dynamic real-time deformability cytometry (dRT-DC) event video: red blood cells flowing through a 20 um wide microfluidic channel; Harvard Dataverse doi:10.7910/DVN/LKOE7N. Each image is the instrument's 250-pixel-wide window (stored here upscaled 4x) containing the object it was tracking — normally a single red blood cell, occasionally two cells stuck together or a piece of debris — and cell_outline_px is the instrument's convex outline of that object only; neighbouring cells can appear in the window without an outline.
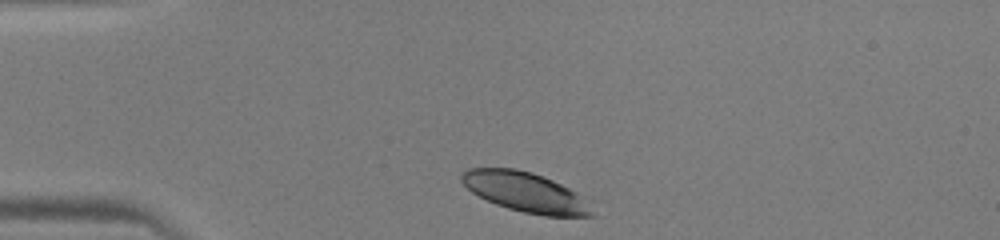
{"species": "human", "species_latin": "Homo sapiens", "temperature_condition": "warm", "stored_images_in_passage": 31, "camera_frame_rate_fps": 3000, "um_per_image_px": 0.085, "donor": {"sex": "male"}, "frame": {"image": 1, "passage_image": 1, "time_ms": 0.0, "image_size_px": [1000, 240], "cell_outline_px": [[596, 216], [544, 216], [524, 212], [508, 208], [496, 204], [472, 192], [460, 180], [460, 172], [468, 168], [516, 168], [532, 172], [552, 180], [588, 196], [592, 200]], "centroid_in_image_um": [44.78, 16.34], "position_along_channel_um": 40.2, "area_um2": 30.87}}
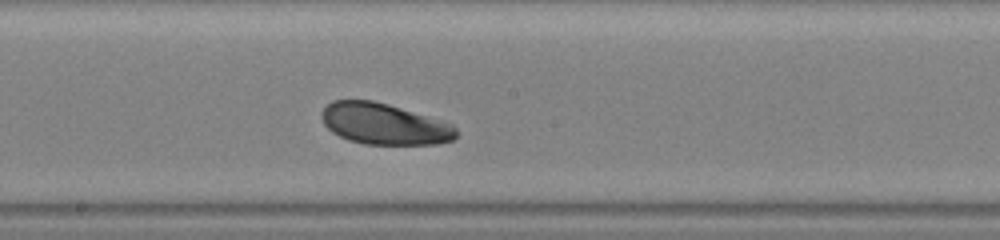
{"frame": {"image": 2, "passage_image": 16, "time_ms": 5.0, "image_size_px": [1000, 240], "cell_outline_px": [[456, 136], [452, 140], [436, 144], [364, 144], [348, 140], [332, 132], [324, 124], [320, 116], [320, 112], [332, 100], [372, 100], [388, 104], [452, 124], [456, 128]], "centroid_in_image_um": [32.61, 10.53], "position_along_channel_um": 215.6, "area_um2": 32.08}}
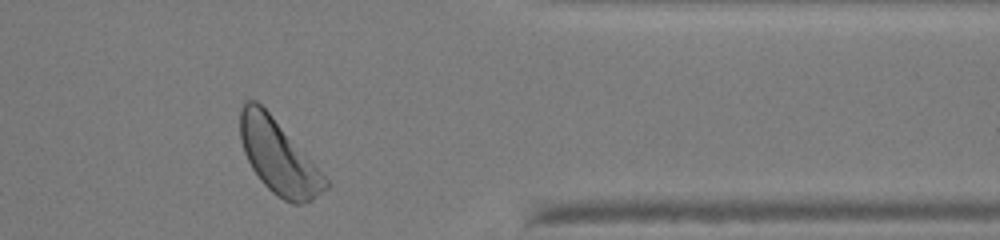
{"frame": {"image": 3, "passage_image": 29, "time_ms": 9.333, "image_size_px": [1000, 240], "cell_outline_px": [[328, 188], [312, 200], [300, 204], [292, 204], [276, 196], [260, 180], [252, 168], [244, 152], [240, 140], [240, 108], [244, 100], [256, 100], [268, 112], [312, 160], [328, 180]], "centroid_in_image_um": [23.66, 13.34], "position_along_channel_um": 387.7, "area_um2": 36.36}}